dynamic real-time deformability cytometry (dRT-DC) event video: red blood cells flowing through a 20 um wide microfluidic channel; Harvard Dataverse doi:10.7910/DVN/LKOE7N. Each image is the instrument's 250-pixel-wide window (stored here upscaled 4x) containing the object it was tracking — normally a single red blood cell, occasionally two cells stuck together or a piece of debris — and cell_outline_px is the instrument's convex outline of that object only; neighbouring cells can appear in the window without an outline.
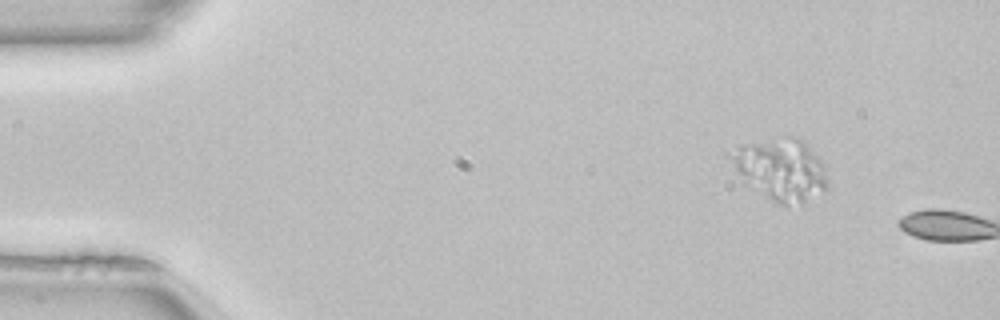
{"species": "common noctule bat (a hibernating species)", "species_latin": "Nyctalus noctula", "temperature_condition": "room temperature", "stored_images_in_passage": 8, "segment_of_instrument_passage": [1, 2], "camera_frame_rate_fps": 3000, "um_per_image_px": 0.085, "animal": {"sex": "female", "body_mass_g": 22.7, "forearm_length_mm": 54.2}, "frame": {"image": 1, "passage_image": 7, "time_ms": 2.0, "image_size_px": [1000, 320], "cell_outline_px": [[828, 188], [824, 192], [800, 204], [780, 204], [772, 200], [740, 172], [724, 156], [724, 152], [740, 144], [788, 136], [796, 136], [804, 140], [808, 144], [820, 160], [824, 168], [828, 184]], "centroid_in_image_um": [66.4, 14.33], "position_along_channel_um": 18.6, "area_um2": 34.33}}